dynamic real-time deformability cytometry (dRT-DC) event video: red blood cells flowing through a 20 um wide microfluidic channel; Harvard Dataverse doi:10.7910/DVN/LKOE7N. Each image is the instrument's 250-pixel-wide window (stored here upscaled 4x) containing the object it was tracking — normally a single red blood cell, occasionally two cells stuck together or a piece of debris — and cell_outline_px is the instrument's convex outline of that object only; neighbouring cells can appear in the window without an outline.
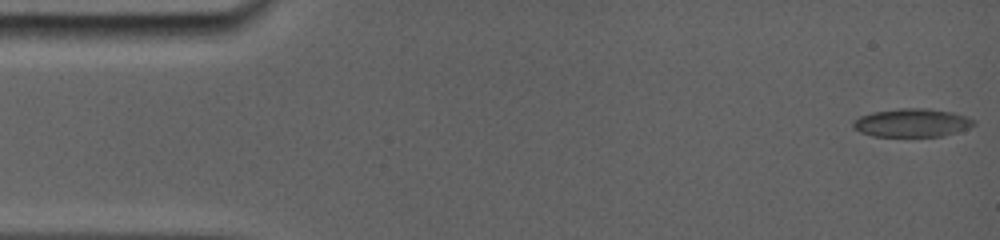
{"species": "common noctule bat (a hibernating species)", "species_latin": "Nyctalus noctula", "temperature_condition": "room temperature", "stored_images_in_passage": 46, "camera_frame_rate_fps": 5000, "um_per_image_px": 0.085, "animal": {"sex": "female", "body_mass_g": 19.0, "forearm_length_mm": 56.7}, "frame": {"image": 1, "passage_image": 1, "time_ms": 0.0, "image_size_px": [1000, 240], "cell_outline_px": [[972, 124], [964, 128], [940, 136], [876, 136], [864, 132], [856, 128], [852, 124], [860, 116], [876, 112], [900, 108], [924, 108], [948, 112], [964, 116], [972, 120]], "centroid_in_image_um": [77.46, 10.43], "position_along_channel_um": 7.5, "area_um2": 18.84}}
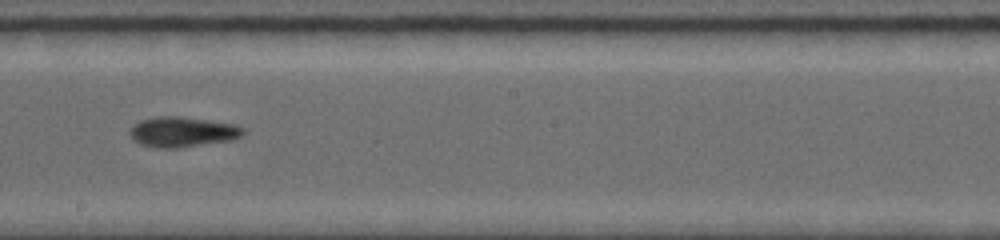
{"frame": {"image": 2, "passage_image": 29, "time_ms": 9.0, "image_size_px": [1000, 240], "cell_outline_px": [[244, 132], [240, 136], [232, 140], [176, 148], [160, 148], [140, 144], [132, 140], [128, 132], [140, 120], [156, 116], [180, 116], [208, 120], [232, 124], [244, 128]], "centroid_in_image_um": [15.47, 11.21], "position_along_channel_um": 232.7, "area_um2": 19.83}}
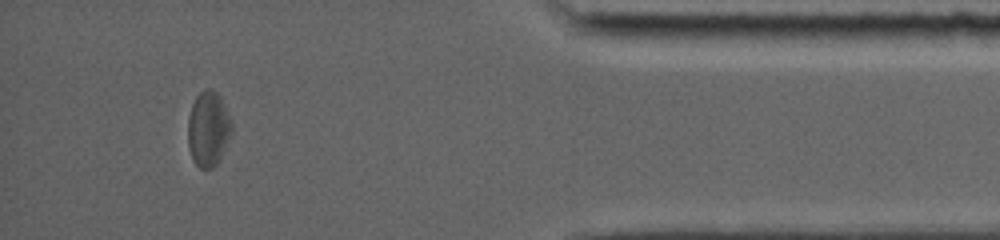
{"frame": {"image": 3, "passage_image": 45, "time_ms": 14.6, "image_size_px": [1000, 240], "cell_outline_px": [[232, 136], [220, 160], [212, 168], [200, 168], [196, 164], [188, 148], [188, 116], [192, 104], [196, 96], [204, 88], [212, 88], [220, 96], [232, 120]], "centroid_in_image_um": [17.73, 10.94], "position_along_channel_um": 417.5, "area_um2": 19.54}}